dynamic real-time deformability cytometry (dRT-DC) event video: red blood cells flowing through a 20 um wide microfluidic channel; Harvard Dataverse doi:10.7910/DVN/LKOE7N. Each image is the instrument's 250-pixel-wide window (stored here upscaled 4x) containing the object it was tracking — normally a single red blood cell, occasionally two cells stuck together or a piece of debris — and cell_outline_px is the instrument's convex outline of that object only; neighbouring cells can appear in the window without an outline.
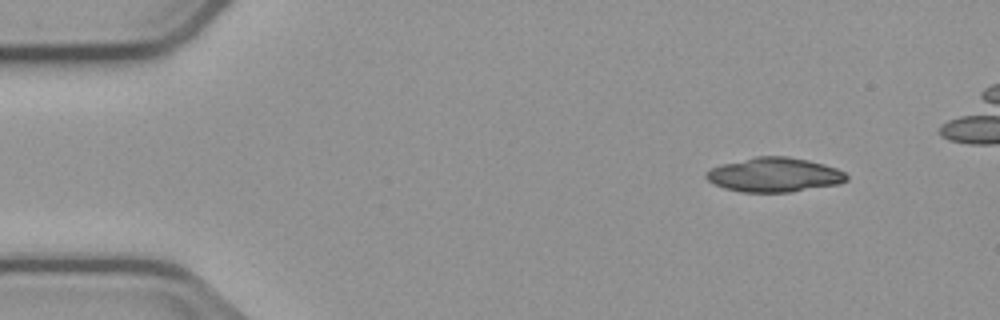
{"species": "common noctule bat (a hibernating species)", "species_latin": "Nyctalus noctula", "temperature_condition": "cold", "stored_images_in_passage": 10, "camera_frame_rate_fps": 3000, "um_per_image_px": 0.085, "animal": {"sex": "male", "body_mass_g": 23.1, "forearm_length_mm": 52.7}, "frame": {"image": 1, "passage_image": 1, "time_ms": 0.0, "image_size_px": [1000, 320], "cell_outline_px": [[848, 180], [840, 184], [792, 192], [740, 192], [724, 188], [708, 180], [704, 176], [704, 172], [720, 164], [756, 156], [788, 156], [808, 160], [824, 164], [836, 168], [844, 172], [848, 176]], "centroid_in_image_um": [65.82, 14.86], "position_along_channel_um": 19.2, "area_um2": 28.32}}